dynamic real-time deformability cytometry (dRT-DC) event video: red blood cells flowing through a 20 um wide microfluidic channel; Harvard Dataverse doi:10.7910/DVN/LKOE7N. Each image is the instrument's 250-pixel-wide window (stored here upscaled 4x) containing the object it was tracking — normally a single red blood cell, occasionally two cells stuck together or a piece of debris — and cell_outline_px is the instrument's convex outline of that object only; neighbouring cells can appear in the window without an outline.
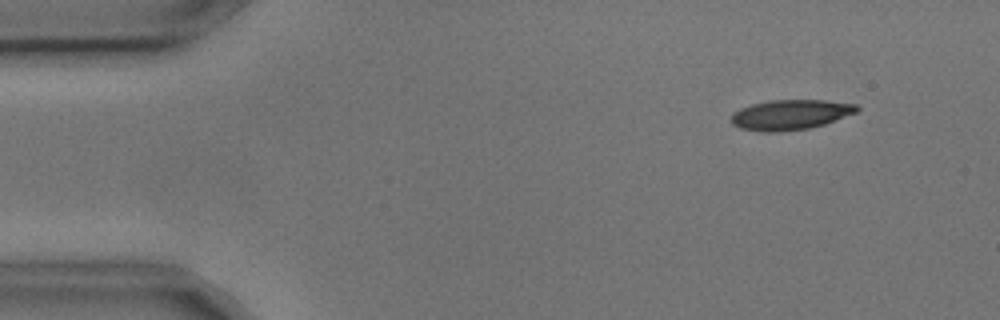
{"species": "common noctule bat (a hibernating species)", "species_latin": "Nyctalus noctula", "temperature_condition": "cold", "stored_images_in_passage": 3, "camera_frame_rate_fps": 3000, "um_per_image_px": 0.085, "animal": {"sex": "male", "body_mass_g": 17.9, "forearm_length_mm": 54.2}, "frame": {"image": 1, "passage_image": 1, "time_ms": 0.0, "image_size_px": [1000, 320], "cell_outline_px": [[860, 108], [856, 112], [824, 124], [808, 128], [780, 132], [760, 132], [740, 128], [732, 124], [732, 112], [740, 108], [752, 104], [772, 100], [824, 100], [856, 104]], "centroid_in_image_um": [67.15, 9.75], "position_along_channel_um": 17.8, "area_um2": 21.96}}